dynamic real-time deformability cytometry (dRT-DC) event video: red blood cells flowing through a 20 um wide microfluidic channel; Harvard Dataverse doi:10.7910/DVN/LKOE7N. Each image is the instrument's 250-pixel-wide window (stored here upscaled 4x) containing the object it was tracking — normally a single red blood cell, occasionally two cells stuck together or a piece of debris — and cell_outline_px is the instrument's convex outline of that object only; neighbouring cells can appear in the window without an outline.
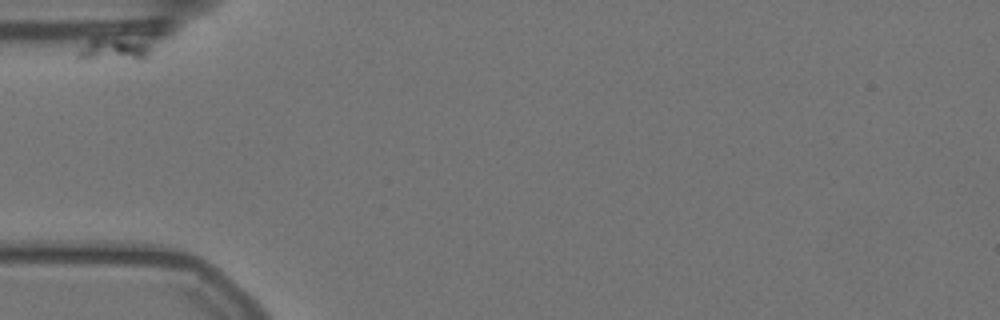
{"species": "Egyptian fruit bat (a non-hibernating species)", "species_latin": "Rousettus aegyptiacus", "temperature_condition": "warm", "stored_images_in_passage": 2, "camera_frame_rate_fps": 3000, "um_per_image_px": 0.085, "animal": {"sex": "female"}, "frame": {"image": 1, "passage_image": 1, "time_ms": 0.0, "image_size_px": [1000, 320], "cell_outline_px": [[160, 36], [148, 56], [144, 60], [76, 56], [76, 52], [92, 36], [152, 28], [160, 28]], "centroid_in_image_um": [10.33, 3.81], "position_along_channel_um": 74.7, "area_um2": 13.58}}